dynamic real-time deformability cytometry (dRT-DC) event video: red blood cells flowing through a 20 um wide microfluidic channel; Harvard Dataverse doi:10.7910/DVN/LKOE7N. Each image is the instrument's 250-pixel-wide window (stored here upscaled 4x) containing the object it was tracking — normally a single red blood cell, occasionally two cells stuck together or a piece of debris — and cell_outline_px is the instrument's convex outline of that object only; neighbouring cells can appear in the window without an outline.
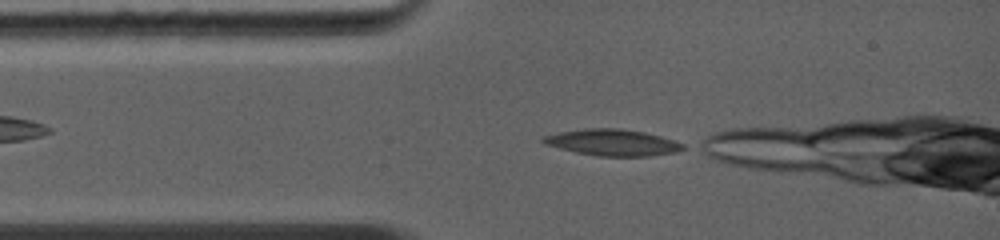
{"species": "common noctule bat (a hibernating species)", "species_latin": "Nyctalus noctula", "temperature_condition": "warm", "stored_images_in_passage": 28, "camera_frame_rate_fps": 5000, "um_per_image_px": 0.085, "animal": {"sex": "female", "body_mass_g": 19.0, "forearm_length_mm": 56.7}, "frame": {"image": 1, "passage_image": 1, "time_ms": 0.0, "image_size_px": [1000, 240], "cell_outline_px": [[684, 148], [676, 152], [648, 156], [596, 156], [576, 152], [544, 144], [540, 140], [544, 136], [560, 132], [584, 128], [620, 128], [644, 132], [660, 136], [684, 144]], "centroid_in_image_um": [52.04, 12.11], "position_along_channel_um": 33.0, "area_um2": 21.39}}
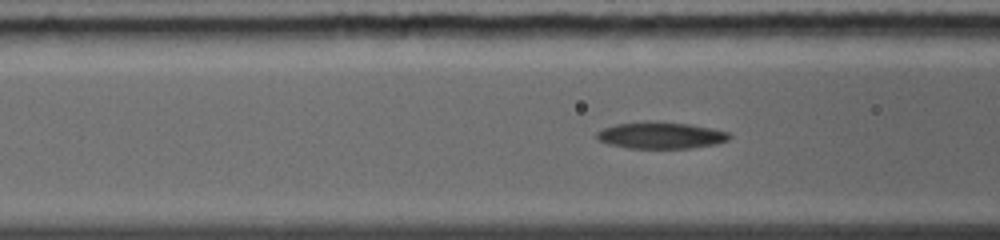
{"frame": {"image": 2, "passage_image": 9, "time_ms": 2.0, "image_size_px": [1000, 240], "cell_outline_px": [[732, 136], [728, 140], [716, 144], [688, 148], [628, 148], [608, 144], [596, 140], [596, 132], [604, 128], [616, 124], [644, 120], [656, 120], [688, 124], [728, 132]], "centroid_in_image_um": [56.11, 11.49], "position_along_channel_um": 110.5, "area_um2": 20.81}}
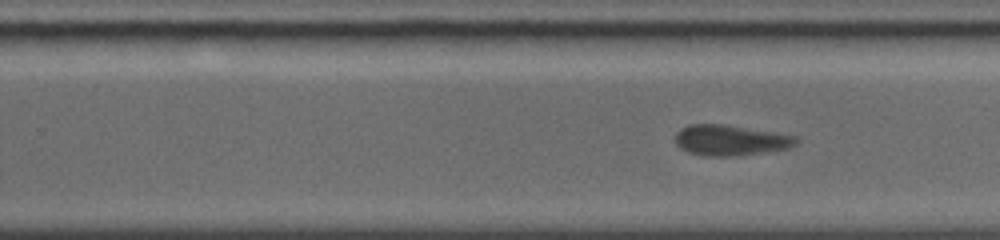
{"frame": {"image": 3, "passage_image": 24, "time_ms": 5.6, "image_size_px": [1000, 240], "cell_outline_px": [[796, 144], [788, 148], [764, 152], [732, 156], [704, 156], [688, 152], [680, 148], [676, 144], [676, 132], [680, 128], [688, 124], [724, 124], [776, 132], [796, 136]], "centroid_in_image_um": [62.05, 11.91], "position_along_channel_um": 267.8, "area_um2": 21.56}}